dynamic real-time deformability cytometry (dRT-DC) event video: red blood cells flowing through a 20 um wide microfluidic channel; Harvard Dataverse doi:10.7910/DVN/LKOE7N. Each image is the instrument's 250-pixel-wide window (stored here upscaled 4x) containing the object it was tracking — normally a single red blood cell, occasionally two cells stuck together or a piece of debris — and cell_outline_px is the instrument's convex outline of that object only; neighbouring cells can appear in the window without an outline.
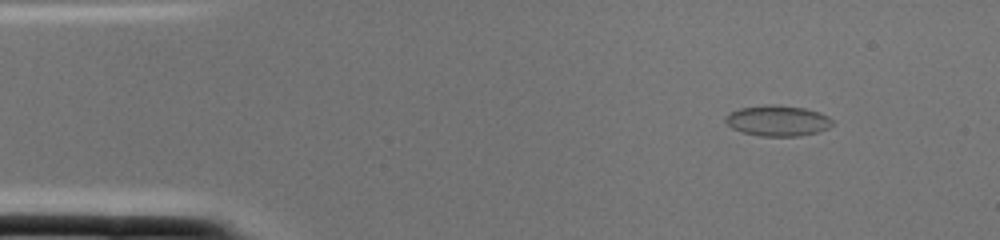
{"species": "common noctule bat (a hibernating species)", "species_latin": "Nyctalus noctula", "temperature_condition": "cold", "stored_images_in_passage": 1, "camera_frame_rate_fps": 3000, "um_per_image_px": 0.085, "animal": {"sex": "female", "body_mass_g": 22.0, "forearm_length_mm": 56.7}, "frame": {"image": 1, "passage_image": 1, "time_ms": 0.0, "image_size_px": [1000, 240], "cell_outline_px": [[832, 124], [828, 128], [816, 132], [800, 136], [760, 136], [744, 132], [732, 128], [724, 120], [724, 116], [728, 112], [740, 108], [768, 104], [804, 108], [820, 112], [828, 116], [832, 120]], "centroid_in_image_um": [66.07, 10.25], "position_along_channel_um": 18.9, "area_um2": 19.07}}